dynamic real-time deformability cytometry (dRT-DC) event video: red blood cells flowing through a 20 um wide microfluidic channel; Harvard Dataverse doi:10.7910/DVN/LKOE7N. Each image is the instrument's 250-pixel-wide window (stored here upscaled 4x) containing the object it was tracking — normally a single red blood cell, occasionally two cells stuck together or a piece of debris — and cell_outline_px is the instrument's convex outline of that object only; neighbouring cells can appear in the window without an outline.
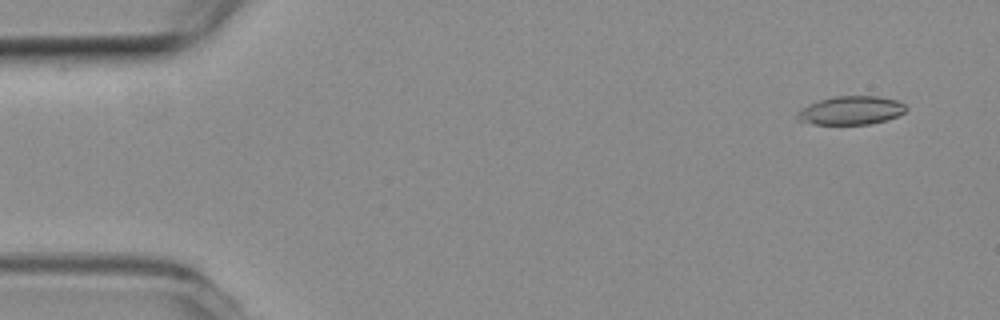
{"species": "common noctule bat (a hibernating species)", "species_latin": "Nyctalus noctula", "temperature_condition": "room temperature", "stored_images_in_passage": 10, "camera_frame_rate_fps": 3000, "um_per_image_px": 0.085, "animal": {"sex": "female", "body_mass_g": 19.3, "forearm_length_mm": 54.1}, "frame": {"image": 1, "passage_image": 1, "time_ms": 0.0, "image_size_px": [1000, 320], "cell_outline_px": [[908, 108], [904, 112], [888, 120], [868, 124], [812, 124], [800, 120], [796, 116], [796, 112], [808, 104], [820, 100], [836, 96], [880, 96], [896, 100], [904, 104]], "centroid_in_image_um": [72.34, 9.38], "position_along_channel_um": 12.7, "area_um2": 18.03}}
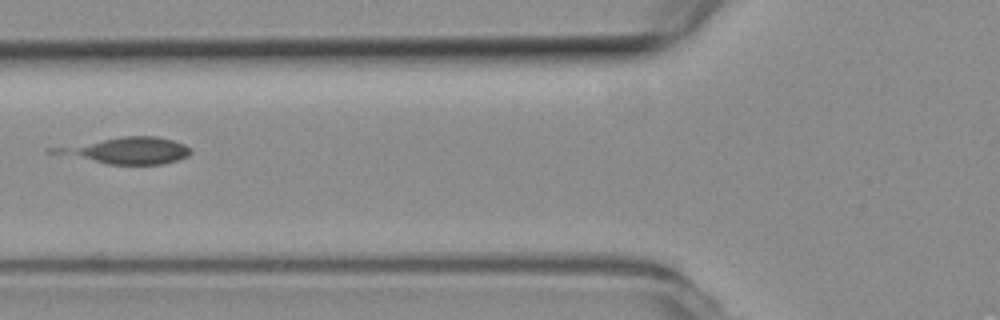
{"frame": {"image": 2, "passage_image": 6, "time_ms": 1.667, "image_size_px": [1000, 320], "cell_outline_px": [[192, 152], [188, 156], [164, 164], [108, 164], [72, 152], [76, 148], [104, 140], [120, 136], [156, 136], [172, 140], [184, 144]], "centroid_in_image_um": [11.47, 12.79], "position_along_channel_um": 114.3, "area_um2": 18.03}}
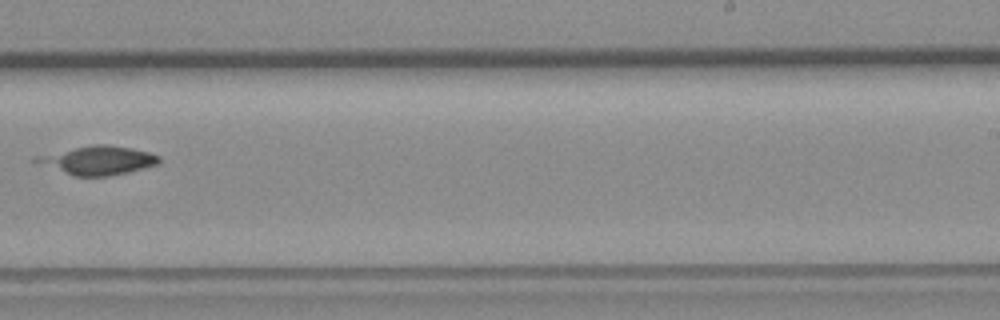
{"frame": {"image": 3, "passage_image": 10, "time_ms": 3.0, "image_size_px": [1000, 320], "cell_outline_px": [[160, 164], [128, 172], [108, 176], [72, 176], [32, 160], [32, 156], [92, 144], [108, 144], [132, 148], [148, 152], [160, 156]], "centroid_in_image_um": [8.32, 13.62], "position_along_channel_um": 280.7, "area_um2": 20.63}}